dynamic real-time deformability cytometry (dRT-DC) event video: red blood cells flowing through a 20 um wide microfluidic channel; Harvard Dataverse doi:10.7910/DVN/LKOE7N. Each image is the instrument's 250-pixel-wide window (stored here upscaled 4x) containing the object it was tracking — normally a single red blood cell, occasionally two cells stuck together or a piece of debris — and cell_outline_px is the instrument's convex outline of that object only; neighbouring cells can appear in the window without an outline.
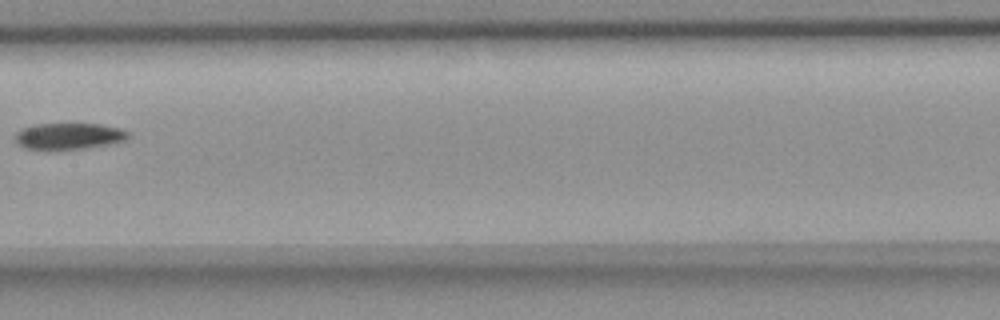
{"species": "common noctule bat (a hibernating species)", "species_latin": "Nyctalus noctula", "temperature_condition": "room temperature", "stored_images_in_passage": 8, "camera_frame_rate_fps": 3000, "um_per_image_px": 0.085, "animal": {"sex": "female", "body_mass_g": 18.4}, "frame": {"image": 1, "passage_image": 8, "time_ms": 8.667, "image_size_px": [1000, 320], "cell_outline_px": [[132, 136], [124, 140], [112, 144], [84, 148], [48, 152], [24, 148], [16, 140], [16, 132], [32, 124], [100, 124], [124, 128], [132, 132]], "centroid_in_image_um": [5.91, 11.6], "position_along_channel_um": 201.5, "area_um2": 18.09}}